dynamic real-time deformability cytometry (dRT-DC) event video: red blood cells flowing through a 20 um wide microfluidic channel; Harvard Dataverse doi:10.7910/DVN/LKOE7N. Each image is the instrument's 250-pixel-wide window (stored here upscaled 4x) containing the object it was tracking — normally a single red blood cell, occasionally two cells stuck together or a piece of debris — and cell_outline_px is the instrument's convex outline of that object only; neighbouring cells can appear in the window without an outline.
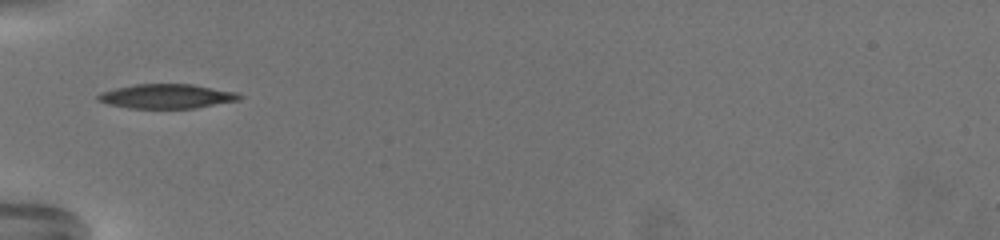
{"species": "common noctule bat (a hibernating species)", "species_latin": "Nyctalus noctula", "temperature_condition": "warm", "stored_images_in_passage": 42, "camera_frame_rate_fps": 3000, "um_per_image_px": 0.085, "animal": {"sex": "female", "body_mass_g": 19.5, "forearm_length_mm": 54.1}, "frame": {"image": 1, "passage_image": 1, "time_ms": 0.0, "image_size_px": [1000, 240], "cell_outline_px": [[244, 96], [240, 100], [196, 108], [128, 108], [108, 104], [96, 100], [96, 96], [100, 92], [116, 88], [136, 84], [192, 84], [236, 92]], "centroid_in_image_um": [14.17, 8.18], "position_along_channel_um": 70.8, "area_um2": 20.17}}
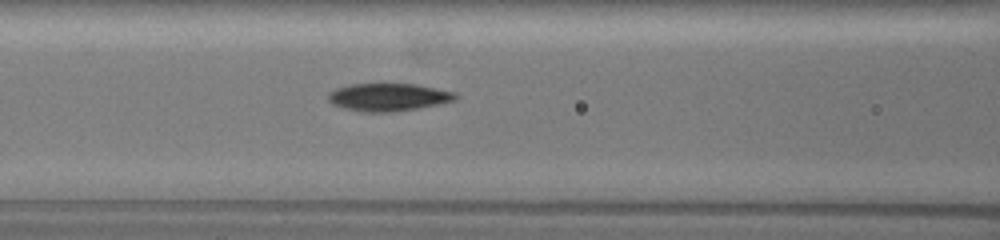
{"frame": {"image": 2, "passage_image": 7, "time_ms": 2.0, "image_size_px": [1000, 240], "cell_outline_px": [[456, 100], [416, 108], [392, 112], [364, 112], [344, 108], [332, 104], [328, 100], [328, 92], [336, 88], [348, 84], [416, 84], [456, 92]], "centroid_in_image_um": [32.97, 8.25], "position_along_channel_um": 133.6, "area_um2": 20.46}, "authors_computed_cell_mechanics": {"area_um2": 20.519, "velocity_mm_per_s": 3.2339, "shape_relaxation_time_tau1_ms": 5.9227, "shape_relaxation_time_tau2_ms": 2.5495, "deformation_change_tau1": 0.1824, "deformation_change_tau2": 0.0908}}